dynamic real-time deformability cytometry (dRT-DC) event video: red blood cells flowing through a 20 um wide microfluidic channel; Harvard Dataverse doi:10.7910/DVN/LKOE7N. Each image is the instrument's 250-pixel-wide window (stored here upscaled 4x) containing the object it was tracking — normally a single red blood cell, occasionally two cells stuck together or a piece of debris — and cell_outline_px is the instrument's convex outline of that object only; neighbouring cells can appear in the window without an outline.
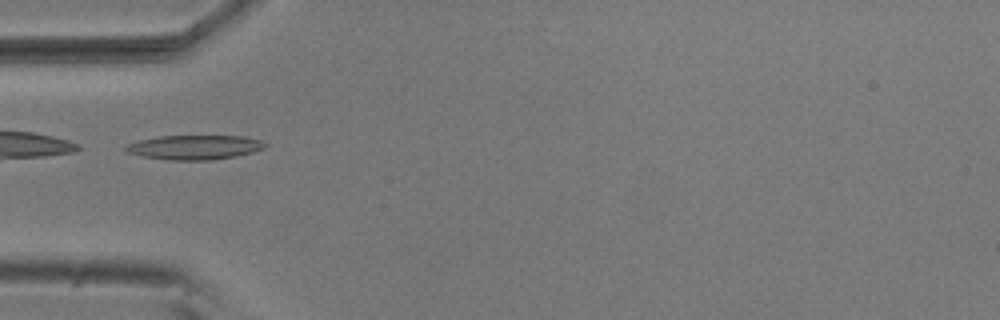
{"species": "common noctule bat (a hibernating species)", "species_latin": "Nyctalus noctula", "temperature_condition": "room temperature", "stored_images_in_passage": 36, "camera_frame_rate_fps": 3000, "um_per_image_px": 0.085, "animal": {"sex": "male", "body_mass_g": 20.5, "forearm_length_mm": 52.5}, "frame": {"image": 1, "passage_image": 1, "time_ms": 0.0, "image_size_px": [1000, 320], "cell_outline_px": [[268, 144], [264, 148], [252, 152], [236, 156], [212, 160], [168, 160], [144, 156], [128, 152], [124, 148], [124, 144], [136, 140], [160, 136], [244, 136], [260, 140]], "centroid_in_image_um": [16.51, 12.51], "position_along_channel_um": 68.5, "area_um2": 19.88}}
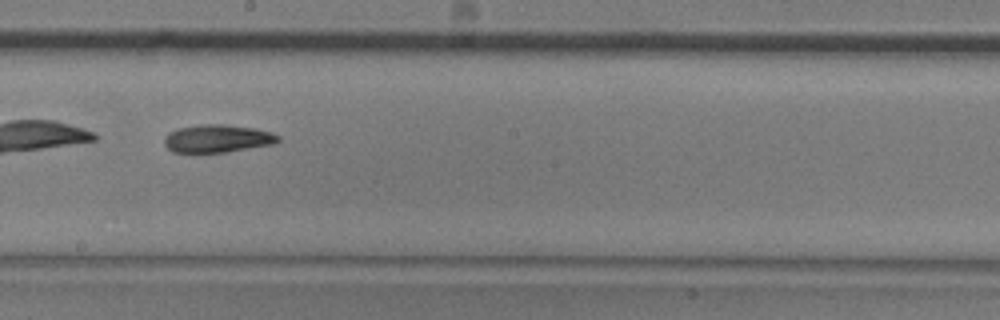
{"frame": {"image": 2, "passage_image": 14, "time_ms": 4.333, "image_size_px": [1000, 320], "cell_outline_px": [[280, 140], [272, 144], [224, 152], [172, 152], [164, 144], [164, 136], [168, 132], [176, 128], [200, 124], [224, 124], [256, 128], [272, 132], [280, 136]], "centroid_in_image_um": [18.45, 11.76], "position_along_channel_um": 229.7, "area_um2": 18.55}}
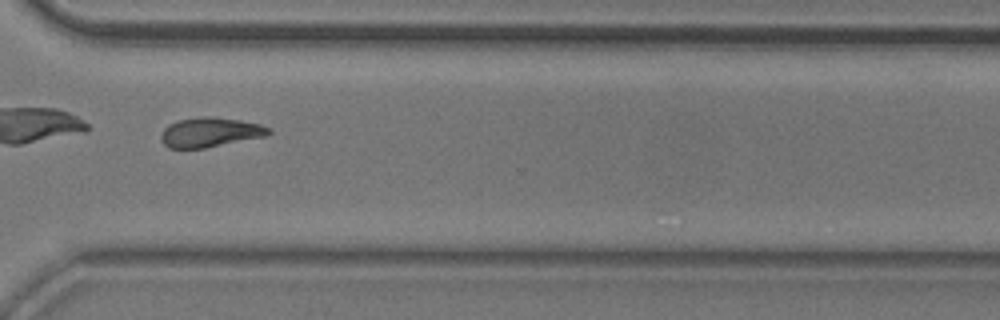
{"frame": {"image": 3, "passage_image": 24, "time_ms": 7.667, "image_size_px": [1000, 320], "cell_outline_px": [[272, 132], [268, 136], [204, 148], [168, 148], [160, 140], [160, 136], [164, 128], [168, 124], [176, 120], [200, 116], [208, 116], [240, 120], [260, 124], [268, 128]], "centroid_in_image_um": [17.84, 11.24], "position_along_channel_um": 352.8, "area_um2": 18.73}, "authors_computed_cell_mechanics": {"area_um2": 18.4671, "velocity_mm_per_s": 3.6964, "shape_relaxation_time_tau1_ms": 7.5508, "shape_relaxation_time_tau2_ms": 5.8592, "deformation_change_tau1": 0.1855, "deformation_change_tau2": 0.1314}}